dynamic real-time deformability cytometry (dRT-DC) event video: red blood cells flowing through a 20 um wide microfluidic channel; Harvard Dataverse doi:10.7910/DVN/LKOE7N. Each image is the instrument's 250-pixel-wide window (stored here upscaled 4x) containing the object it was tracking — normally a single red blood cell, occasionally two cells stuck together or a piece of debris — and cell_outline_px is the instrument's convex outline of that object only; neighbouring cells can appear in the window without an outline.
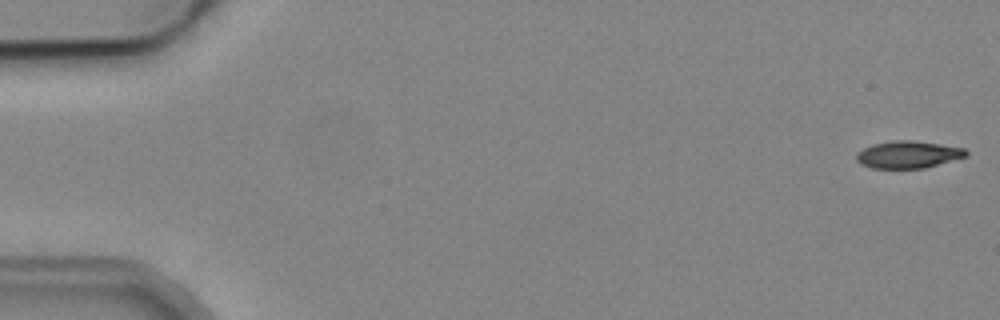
{"species": "common noctule bat (a hibernating species)", "species_latin": "Nyctalus noctula", "temperature_condition": "cold", "stored_images_in_passage": 5, "camera_frame_rate_fps": 3000, "um_per_image_px": 0.085, "animal": {"sex": "male", "body_mass_g": 19.2, "forearm_length_mm": 51.8}, "frame": {"image": 1, "passage_image": 1, "time_ms": 0.0, "image_size_px": [1000, 320], "cell_outline_px": [[968, 156], [924, 168], [872, 168], [860, 164], [856, 160], [856, 152], [872, 144], [892, 140], [912, 140], [940, 144], [964, 148], [968, 152]], "centroid_in_image_um": [77.17, 13.13], "position_along_channel_um": 7.8, "area_um2": 17.46}}
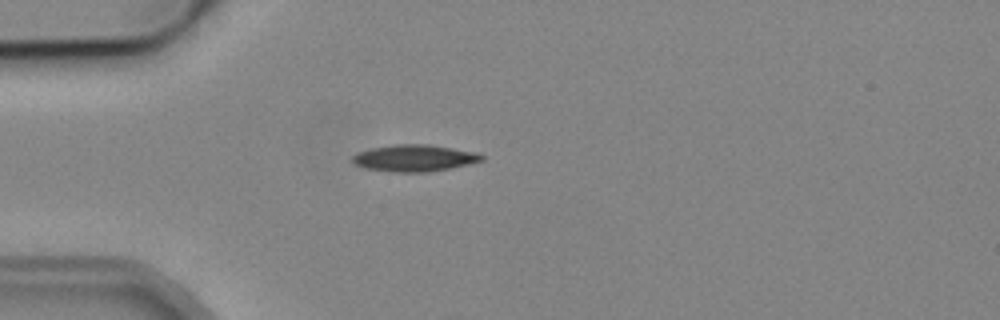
{"frame": {"image": 2, "passage_image": 4, "time_ms": 4.667, "image_size_px": [1000, 320], "cell_outline_px": [[484, 160], [468, 164], [428, 172], [388, 172], [364, 168], [352, 164], [352, 156], [356, 152], [372, 148], [396, 144], [428, 144], [476, 152], [484, 156]], "centroid_in_image_um": [35.16, 13.44], "position_along_channel_um": 49.8, "area_um2": 20.23}}